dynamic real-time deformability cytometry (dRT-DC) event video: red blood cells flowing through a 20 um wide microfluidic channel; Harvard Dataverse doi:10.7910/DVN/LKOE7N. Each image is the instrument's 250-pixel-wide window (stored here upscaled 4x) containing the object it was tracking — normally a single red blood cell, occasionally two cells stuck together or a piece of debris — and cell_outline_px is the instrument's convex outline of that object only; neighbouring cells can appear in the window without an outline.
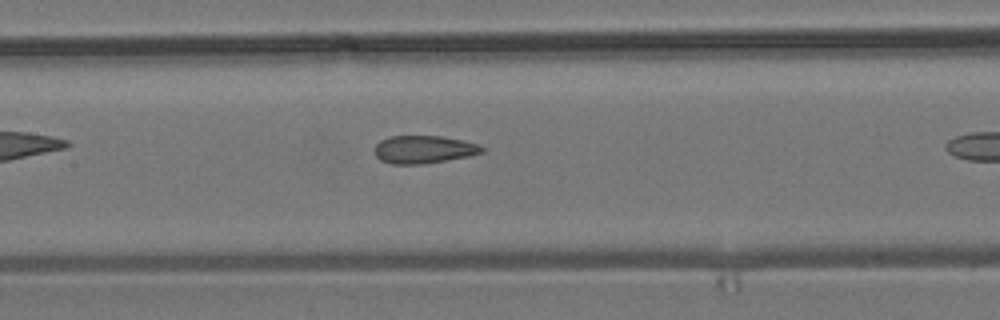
{"species": "common noctule bat (a hibernating species)", "species_latin": "Nyctalus noctula", "temperature_condition": "room temperature", "stored_images_in_passage": 17, "camera_frame_rate_fps": 3000, "um_per_image_px": 0.085, "animal": {"sex": "male", "body_mass_g": 19.2, "forearm_length_mm": 51.8}, "frame": {"image": 1, "passage_image": 12, "time_ms": 3.667, "image_size_px": [1000, 320], "cell_outline_px": [[484, 152], [468, 156], [420, 164], [392, 164], [380, 160], [376, 156], [376, 144], [380, 140], [388, 136], [440, 136], [464, 140], [476, 144], [484, 148]], "centroid_in_image_um": [36.0, 12.69], "position_along_channel_um": 171.4, "area_um2": 17.22}}
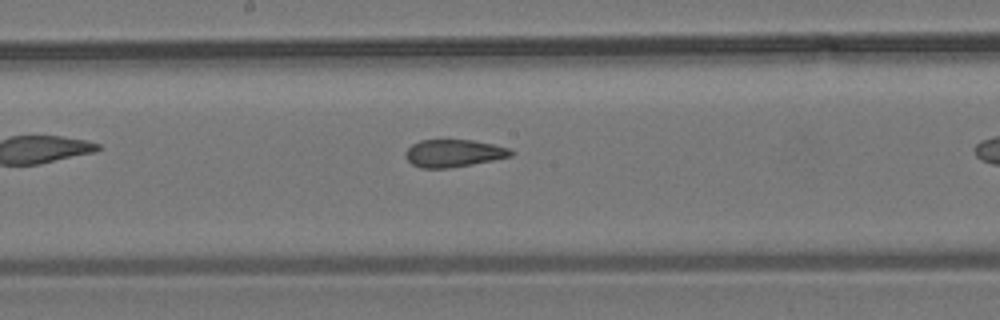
{"frame": {"image": 2, "passage_image": 15, "time_ms": 4.667, "image_size_px": [1000, 320], "cell_outline_px": [[516, 152], [512, 156], [472, 164], [448, 168], [420, 168], [412, 164], [404, 156], [404, 152], [412, 144], [420, 140], [472, 140], [492, 144], [508, 148]], "centroid_in_image_um": [38.54, 13.02], "position_along_channel_um": 209.7, "area_um2": 16.88}}